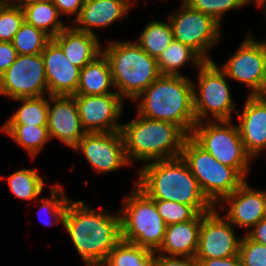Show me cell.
Returning <instances> with one entry per match:
<instances>
[{
	"label": "cell",
	"instance_id": "cell-28",
	"mask_svg": "<svg viewBox=\"0 0 266 266\" xmlns=\"http://www.w3.org/2000/svg\"><path fill=\"white\" fill-rule=\"evenodd\" d=\"M174 40L171 24L162 20H151L142 29L140 36L135 41L151 57L158 56Z\"/></svg>",
	"mask_w": 266,
	"mask_h": 266
},
{
	"label": "cell",
	"instance_id": "cell-30",
	"mask_svg": "<svg viewBox=\"0 0 266 266\" xmlns=\"http://www.w3.org/2000/svg\"><path fill=\"white\" fill-rule=\"evenodd\" d=\"M7 179L11 193L21 200L39 199L37 197H40L44 190L45 182L35 169L16 170L9 174Z\"/></svg>",
	"mask_w": 266,
	"mask_h": 266
},
{
	"label": "cell",
	"instance_id": "cell-44",
	"mask_svg": "<svg viewBox=\"0 0 266 266\" xmlns=\"http://www.w3.org/2000/svg\"><path fill=\"white\" fill-rule=\"evenodd\" d=\"M247 5L254 3L259 8L263 7V10L266 8V0H244Z\"/></svg>",
	"mask_w": 266,
	"mask_h": 266
},
{
	"label": "cell",
	"instance_id": "cell-21",
	"mask_svg": "<svg viewBox=\"0 0 266 266\" xmlns=\"http://www.w3.org/2000/svg\"><path fill=\"white\" fill-rule=\"evenodd\" d=\"M53 40L62 48L67 59L82 69L102 53V44L97 35H92L67 26Z\"/></svg>",
	"mask_w": 266,
	"mask_h": 266
},
{
	"label": "cell",
	"instance_id": "cell-11",
	"mask_svg": "<svg viewBox=\"0 0 266 266\" xmlns=\"http://www.w3.org/2000/svg\"><path fill=\"white\" fill-rule=\"evenodd\" d=\"M249 34L235 53L218 66L228 79L247 85L248 95L254 96L266 87V40L258 41Z\"/></svg>",
	"mask_w": 266,
	"mask_h": 266
},
{
	"label": "cell",
	"instance_id": "cell-41",
	"mask_svg": "<svg viewBox=\"0 0 266 266\" xmlns=\"http://www.w3.org/2000/svg\"><path fill=\"white\" fill-rule=\"evenodd\" d=\"M245 234L251 240L266 245V216Z\"/></svg>",
	"mask_w": 266,
	"mask_h": 266
},
{
	"label": "cell",
	"instance_id": "cell-8",
	"mask_svg": "<svg viewBox=\"0 0 266 266\" xmlns=\"http://www.w3.org/2000/svg\"><path fill=\"white\" fill-rule=\"evenodd\" d=\"M190 137L221 164L233 167L245 180L252 157L246 152L233 120L196 123Z\"/></svg>",
	"mask_w": 266,
	"mask_h": 266
},
{
	"label": "cell",
	"instance_id": "cell-6",
	"mask_svg": "<svg viewBox=\"0 0 266 266\" xmlns=\"http://www.w3.org/2000/svg\"><path fill=\"white\" fill-rule=\"evenodd\" d=\"M121 239L157 251L162 245L166 223L154 200L134 185L120 208Z\"/></svg>",
	"mask_w": 266,
	"mask_h": 266
},
{
	"label": "cell",
	"instance_id": "cell-39",
	"mask_svg": "<svg viewBox=\"0 0 266 266\" xmlns=\"http://www.w3.org/2000/svg\"><path fill=\"white\" fill-rule=\"evenodd\" d=\"M60 15L79 16L85 0H52ZM71 15V16H70Z\"/></svg>",
	"mask_w": 266,
	"mask_h": 266
},
{
	"label": "cell",
	"instance_id": "cell-36",
	"mask_svg": "<svg viewBox=\"0 0 266 266\" xmlns=\"http://www.w3.org/2000/svg\"><path fill=\"white\" fill-rule=\"evenodd\" d=\"M244 235L238 253L242 266H266V245L257 243L246 234Z\"/></svg>",
	"mask_w": 266,
	"mask_h": 266
},
{
	"label": "cell",
	"instance_id": "cell-1",
	"mask_svg": "<svg viewBox=\"0 0 266 266\" xmlns=\"http://www.w3.org/2000/svg\"><path fill=\"white\" fill-rule=\"evenodd\" d=\"M63 226L85 266H101L121 240L120 213L90 208L70 200Z\"/></svg>",
	"mask_w": 266,
	"mask_h": 266
},
{
	"label": "cell",
	"instance_id": "cell-35",
	"mask_svg": "<svg viewBox=\"0 0 266 266\" xmlns=\"http://www.w3.org/2000/svg\"><path fill=\"white\" fill-rule=\"evenodd\" d=\"M24 21L22 8L8 6L0 1V41L12 42Z\"/></svg>",
	"mask_w": 266,
	"mask_h": 266
},
{
	"label": "cell",
	"instance_id": "cell-26",
	"mask_svg": "<svg viewBox=\"0 0 266 266\" xmlns=\"http://www.w3.org/2000/svg\"><path fill=\"white\" fill-rule=\"evenodd\" d=\"M101 266H156V251L121 239Z\"/></svg>",
	"mask_w": 266,
	"mask_h": 266
},
{
	"label": "cell",
	"instance_id": "cell-32",
	"mask_svg": "<svg viewBox=\"0 0 266 266\" xmlns=\"http://www.w3.org/2000/svg\"><path fill=\"white\" fill-rule=\"evenodd\" d=\"M50 193L51 198L47 196L46 198H40L37 200L42 203L40 204L41 206H38V216L40 218L42 214L46 213L49 218H53L52 221H45L42 216L40 220L45 226H53L55 223H61L63 225L65 211L71 199L67 198V195H65V192L60 184L52 185Z\"/></svg>",
	"mask_w": 266,
	"mask_h": 266
},
{
	"label": "cell",
	"instance_id": "cell-23",
	"mask_svg": "<svg viewBox=\"0 0 266 266\" xmlns=\"http://www.w3.org/2000/svg\"><path fill=\"white\" fill-rule=\"evenodd\" d=\"M114 88L111 67L108 58L102 52L93 61L80 70L78 88L74 95H104L117 93Z\"/></svg>",
	"mask_w": 266,
	"mask_h": 266
},
{
	"label": "cell",
	"instance_id": "cell-20",
	"mask_svg": "<svg viewBox=\"0 0 266 266\" xmlns=\"http://www.w3.org/2000/svg\"><path fill=\"white\" fill-rule=\"evenodd\" d=\"M237 127L246 152L256 157L266 149V108L255 97L247 96L243 111H237Z\"/></svg>",
	"mask_w": 266,
	"mask_h": 266
},
{
	"label": "cell",
	"instance_id": "cell-37",
	"mask_svg": "<svg viewBox=\"0 0 266 266\" xmlns=\"http://www.w3.org/2000/svg\"><path fill=\"white\" fill-rule=\"evenodd\" d=\"M156 266H201L196 257L168 256L156 252Z\"/></svg>",
	"mask_w": 266,
	"mask_h": 266
},
{
	"label": "cell",
	"instance_id": "cell-31",
	"mask_svg": "<svg viewBox=\"0 0 266 266\" xmlns=\"http://www.w3.org/2000/svg\"><path fill=\"white\" fill-rule=\"evenodd\" d=\"M51 38L43 31L24 21L14 35L12 44L18 55L41 54Z\"/></svg>",
	"mask_w": 266,
	"mask_h": 266
},
{
	"label": "cell",
	"instance_id": "cell-42",
	"mask_svg": "<svg viewBox=\"0 0 266 266\" xmlns=\"http://www.w3.org/2000/svg\"><path fill=\"white\" fill-rule=\"evenodd\" d=\"M3 4L13 7L23 8L28 4L43 0H0Z\"/></svg>",
	"mask_w": 266,
	"mask_h": 266
},
{
	"label": "cell",
	"instance_id": "cell-9",
	"mask_svg": "<svg viewBox=\"0 0 266 266\" xmlns=\"http://www.w3.org/2000/svg\"><path fill=\"white\" fill-rule=\"evenodd\" d=\"M198 82L193 83L194 112L196 123L211 120L207 116L211 114L213 121L232 120V112L237 113L232 100L231 87L228 77L215 64V61H206L198 69Z\"/></svg>",
	"mask_w": 266,
	"mask_h": 266
},
{
	"label": "cell",
	"instance_id": "cell-3",
	"mask_svg": "<svg viewBox=\"0 0 266 266\" xmlns=\"http://www.w3.org/2000/svg\"><path fill=\"white\" fill-rule=\"evenodd\" d=\"M193 81L186 76L160 75L136 99L137 114L178 125L190 136L196 124Z\"/></svg>",
	"mask_w": 266,
	"mask_h": 266
},
{
	"label": "cell",
	"instance_id": "cell-22",
	"mask_svg": "<svg viewBox=\"0 0 266 266\" xmlns=\"http://www.w3.org/2000/svg\"><path fill=\"white\" fill-rule=\"evenodd\" d=\"M201 221L202 213H199L193 220L168 225L164 241L156 252L168 256L195 257Z\"/></svg>",
	"mask_w": 266,
	"mask_h": 266
},
{
	"label": "cell",
	"instance_id": "cell-17",
	"mask_svg": "<svg viewBox=\"0 0 266 266\" xmlns=\"http://www.w3.org/2000/svg\"><path fill=\"white\" fill-rule=\"evenodd\" d=\"M221 203H225V218L236 228L250 230L266 216V190H256L247 180Z\"/></svg>",
	"mask_w": 266,
	"mask_h": 266
},
{
	"label": "cell",
	"instance_id": "cell-43",
	"mask_svg": "<svg viewBox=\"0 0 266 266\" xmlns=\"http://www.w3.org/2000/svg\"><path fill=\"white\" fill-rule=\"evenodd\" d=\"M266 108V87L254 95Z\"/></svg>",
	"mask_w": 266,
	"mask_h": 266
},
{
	"label": "cell",
	"instance_id": "cell-5",
	"mask_svg": "<svg viewBox=\"0 0 266 266\" xmlns=\"http://www.w3.org/2000/svg\"><path fill=\"white\" fill-rule=\"evenodd\" d=\"M105 46L102 52L109 60L115 91L123 99L133 101L161 75L156 59L135 41L114 40Z\"/></svg>",
	"mask_w": 266,
	"mask_h": 266
},
{
	"label": "cell",
	"instance_id": "cell-4",
	"mask_svg": "<svg viewBox=\"0 0 266 266\" xmlns=\"http://www.w3.org/2000/svg\"><path fill=\"white\" fill-rule=\"evenodd\" d=\"M120 131L130 164L133 161L138 164L180 157L188 137L174 123L149 119L139 114L133 120L122 123Z\"/></svg>",
	"mask_w": 266,
	"mask_h": 266
},
{
	"label": "cell",
	"instance_id": "cell-18",
	"mask_svg": "<svg viewBox=\"0 0 266 266\" xmlns=\"http://www.w3.org/2000/svg\"><path fill=\"white\" fill-rule=\"evenodd\" d=\"M49 95H74L78 88L80 68L72 64L62 48L51 39L41 53Z\"/></svg>",
	"mask_w": 266,
	"mask_h": 266
},
{
	"label": "cell",
	"instance_id": "cell-25",
	"mask_svg": "<svg viewBox=\"0 0 266 266\" xmlns=\"http://www.w3.org/2000/svg\"><path fill=\"white\" fill-rule=\"evenodd\" d=\"M161 75L183 76L180 68L191 63L199 68L206 61L189 46L173 40L156 59Z\"/></svg>",
	"mask_w": 266,
	"mask_h": 266
},
{
	"label": "cell",
	"instance_id": "cell-2",
	"mask_svg": "<svg viewBox=\"0 0 266 266\" xmlns=\"http://www.w3.org/2000/svg\"><path fill=\"white\" fill-rule=\"evenodd\" d=\"M137 175L135 185L152 200L175 201L193 206L199 213L214 208L181 156L145 163Z\"/></svg>",
	"mask_w": 266,
	"mask_h": 266
},
{
	"label": "cell",
	"instance_id": "cell-24",
	"mask_svg": "<svg viewBox=\"0 0 266 266\" xmlns=\"http://www.w3.org/2000/svg\"><path fill=\"white\" fill-rule=\"evenodd\" d=\"M22 10L25 22L43 31L51 39L67 27L52 0L34 2Z\"/></svg>",
	"mask_w": 266,
	"mask_h": 266
},
{
	"label": "cell",
	"instance_id": "cell-10",
	"mask_svg": "<svg viewBox=\"0 0 266 266\" xmlns=\"http://www.w3.org/2000/svg\"><path fill=\"white\" fill-rule=\"evenodd\" d=\"M181 1L180 8L168 17L174 40L195 50L205 61H213L208 54L220 40L221 24Z\"/></svg>",
	"mask_w": 266,
	"mask_h": 266
},
{
	"label": "cell",
	"instance_id": "cell-40",
	"mask_svg": "<svg viewBox=\"0 0 266 266\" xmlns=\"http://www.w3.org/2000/svg\"><path fill=\"white\" fill-rule=\"evenodd\" d=\"M201 266H242L239 255L228 258L198 259Z\"/></svg>",
	"mask_w": 266,
	"mask_h": 266
},
{
	"label": "cell",
	"instance_id": "cell-12",
	"mask_svg": "<svg viewBox=\"0 0 266 266\" xmlns=\"http://www.w3.org/2000/svg\"><path fill=\"white\" fill-rule=\"evenodd\" d=\"M0 94L13 100L49 95L42 55H18L0 76Z\"/></svg>",
	"mask_w": 266,
	"mask_h": 266
},
{
	"label": "cell",
	"instance_id": "cell-29",
	"mask_svg": "<svg viewBox=\"0 0 266 266\" xmlns=\"http://www.w3.org/2000/svg\"><path fill=\"white\" fill-rule=\"evenodd\" d=\"M14 100L22 102V105L7 118L4 125L47 126L48 97L44 95Z\"/></svg>",
	"mask_w": 266,
	"mask_h": 266
},
{
	"label": "cell",
	"instance_id": "cell-7",
	"mask_svg": "<svg viewBox=\"0 0 266 266\" xmlns=\"http://www.w3.org/2000/svg\"><path fill=\"white\" fill-rule=\"evenodd\" d=\"M181 157L214 207L246 181L233 167L221 164L190 136L184 141Z\"/></svg>",
	"mask_w": 266,
	"mask_h": 266
},
{
	"label": "cell",
	"instance_id": "cell-13",
	"mask_svg": "<svg viewBox=\"0 0 266 266\" xmlns=\"http://www.w3.org/2000/svg\"><path fill=\"white\" fill-rule=\"evenodd\" d=\"M82 153L97 173H109L130 166L120 130L113 132L86 133L73 148Z\"/></svg>",
	"mask_w": 266,
	"mask_h": 266
},
{
	"label": "cell",
	"instance_id": "cell-34",
	"mask_svg": "<svg viewBox=\"0 0 266 266\" xmlns=\"http://www.w3.org/2000/svg\"><path fill=\"white\" fill-rule=\"evenodd\" d=\"M158 213L166 225L193 220L199 212L193 207L175 201L154 200Z\"/></svg>",
	"mask_w": 266,
	"mask_h": 266
},
{
	"label": "cell",
	"instance_id": "cell-14",
	"mask_svg": "<svg viewBox=\"0 0 266 266\" xmlns=\"http://www.w3.org/2000/svg\"><path fill=\"white\" fill-rule=\"evenodd\" d=\"M214 207L208 213H202L197 259L228 258L238 255L242 237L237 238L234 225Z\"/></svg>",
	"mask_w": 266,
	"mask_h": 266
},
{
	"label": "cell",
	"instance_id": "cell-19",
	"mask_svg": "<svg viewBox=\"0 0 266 266\" xmlns=\"http://www.w3.org/2000/svg\"><path fill=\"white\" fill-rule=\"evenodd\" d=\"M132 4L129 0H85L79 16L72 20L75 29L96 35L94 28H106L119 19L128 17Z\"/></svg>",
	"mask_w": 266,
	"mask_h": 266
},
{
	"label": "cell",
	"instance_id": "cell-38",
	"mask_svg": "<svg viewBox=\"0 0 266 266\" xmlns=\"http://www.w3.org/2000/svg\"><path fill=\"white\" fill-rule=\"evenodd\" d=\"M17 56L12 42L0 41V76L15 62Z\"/></svg>",
	"mask_w": 266,
	"mask_h": 266
},
{
	"label": "cell",
	"instance_id": "cell-16",
	"mask_svg": "<svg viewBox=\"0 0 266 266\" xmlns=\"http://www.w3.org/2000/svg\"><path fill=\"white\" fill-rule=\"evenodd\" d=\"M47 119L50 139L56 138L72 150L86 134L73 95H48Z\"/></svg>",
	"mask_w": 266,
	"mask_h": 266
},
{
	"label": "cell",
	"instance_id": "cell-15",
	"mask_svg": "<svg viewBox=\"0 0 266 266\" xmlns=\"http://www.w3.org/2000/svg\"><path fill=\"white\" fill-rule=\"evenodd\" d=\"M73 96L86 133L121 130L118 120L123 114L124 99L118 93Z\"/></svg>",
	"mask_w": 266,
	"mask_h": 266
},
{
	"label": "cell",
	"instance_id": "cell-27",
	"mask_svg": "<svg viewBox=\"0 0 266 266\" xmlns=\"http://www.w3.org/2000/svg\"><path fill=\"white\" fill-rule=\"evenodd\" d=\"M0 131L10 136L33 159L51 140L47 126L2 125Z\"/></svg>",
	"mask_w": 266,
	"mask_h": 266
},
{
	"label": "cell",
	"instance_id": "cell-33",
	"mask_svg": "<svg viewBox=\"0 0 266 266\" xmlns=\"http://www.w3.org/2000/svg\"><path fill=\"white\" fill-rule=\"evenodd\" d=\"M192 9L210 15L221 24L224 15L230 10L246 6L244 0H183Z\"/></svg>",
	"mask_w": 266,
	"mask_h": 266
}]
</instances>
